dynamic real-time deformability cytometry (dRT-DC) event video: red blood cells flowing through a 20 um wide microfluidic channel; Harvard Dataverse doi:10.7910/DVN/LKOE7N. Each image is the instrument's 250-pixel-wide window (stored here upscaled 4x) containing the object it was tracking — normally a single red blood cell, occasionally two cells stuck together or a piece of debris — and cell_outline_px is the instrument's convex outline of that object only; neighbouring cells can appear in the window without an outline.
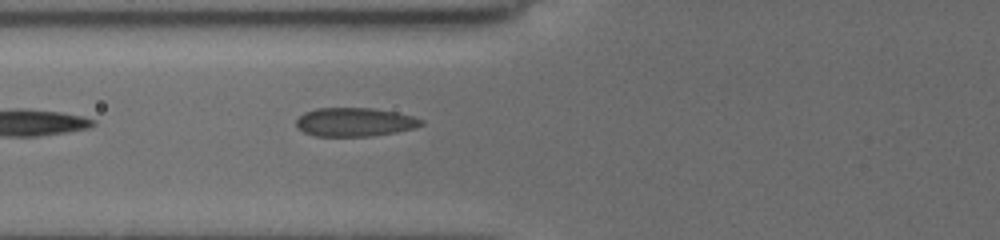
{"species": "common noctule bat (a hibernating species)", "species_latin": "Nyctalus noctula", "temperature_condition": "cold", "stored_images_in_passage": 13, "camera_frame_rate_fps": 3000, "um_per_image_px": 0.085, "animal": {"sex": "female", "body_mass_g": 19.5, "forearm_length_mm": 54.1}, "frame": {"image": 1, "passage_image": 3, "time_ms": 1.333, "image_size_px": [1000, 240], "cell_outline_px": [[424, 124], [416, 128], [396, 132], [372, 136], [316, 136], [304, 132], [296, 124], [296, 120], [304, 112], [316, 108], [372, 108], [396, 112], [412, 116], [424, 120]], "centroid_in_image_um": [30.18, 10.37], "position_along_channel_um": 95.6, "area_um2": 20.92}}
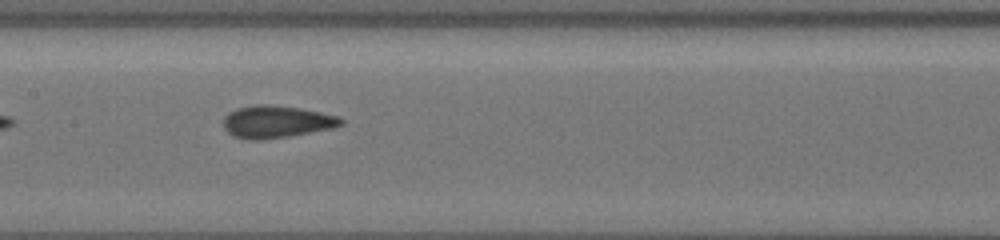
{"frame": {"image": 2, "passage_image": 10, "time_ms": 3.667, "image_size_px": [1000, 240], "cell_outline_px": [[344, 124], [332, 128], [288, 136], [256, 140], [248, 140], [232, 136], [224, 128], [224, 116], [228, 112], [236, 108], [256, 104], [268, 104], [300, 108], [340, 116], [344, 120]], "centroid_in_image_um": [23.48, 10.34], "position_along_channel_um": 183.9, "area_um2": 22.2}}
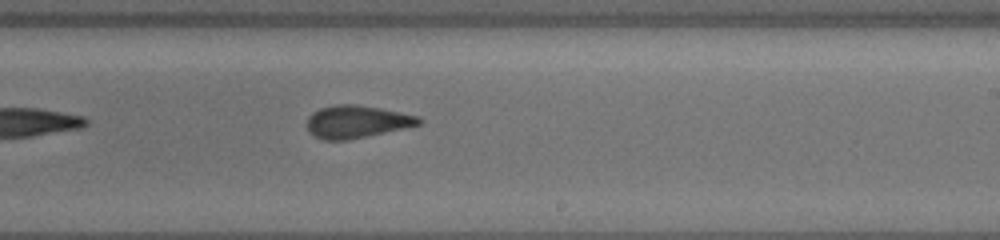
{"frame": {"image": 3, "passage_image": 13, "time_ms": 5.667, "image_size_px": [1000, 240], "cell_outline_px": [[424, 120], [420, 124], [348, 140], [324, 140], [316, 136], [308, 128], [308, 116], [312, 112], [320, 108], [332, 104], [356, 104], [380, 108], [420, 116]], "centroid_in_image_um": [30.33, 10.32], "position_along_channel_um": 258.7, "area_um2": 21.04}}